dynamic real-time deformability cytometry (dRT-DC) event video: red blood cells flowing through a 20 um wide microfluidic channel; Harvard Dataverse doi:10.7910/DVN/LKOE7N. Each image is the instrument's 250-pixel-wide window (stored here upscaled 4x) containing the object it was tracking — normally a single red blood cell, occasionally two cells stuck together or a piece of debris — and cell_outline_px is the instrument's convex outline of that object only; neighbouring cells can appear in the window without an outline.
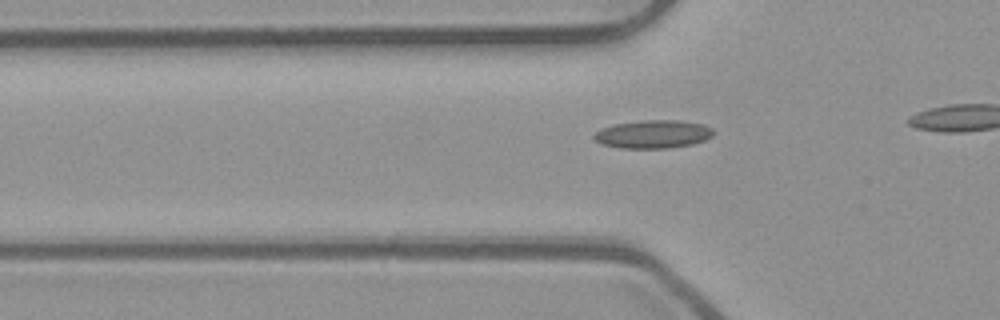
{"species": "common noctule bat (a hibernating species)", "species_latin": "Nyctalus noctula", "temperature_condition": "room temperature", "stored_images_in_passage": 16, "camera_frame_rate_fps": 3000, "um_per_image_px": 0.085, "animal": {"sex": "male", "body_mass_g": 23.1, "forearm_length_mm": 52.7}, "frame": {"image": 1, "passage_image": 7, "time_ms": 2.0, "image_size_px": [1000, 320], "cell_outline_px": [[716, 132], [712, 136], [704, 140], [692, 144], [668, 148], [620, 148], [604, 144], [596, 140], [592, 136], [596, 132], [604, 128], [616, 124], [644, 120], [680, 120], [704, 124], [712, 128]], "centroid_in_image_um": [55.58, 11.4], "position_along_channel_um": 70.2, "area_um2": 19.48}}
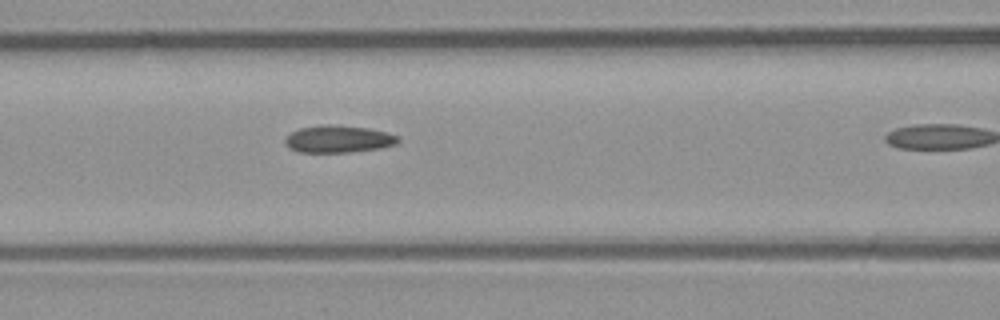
{"frame": {"image": 2, "passage_image": 12, "time_ms": 3.667, "image_size_px": [1000, 320], "cell_outline_px": [[400, 140], [396, 144], [380, 148], [348, 152], [296, 152], [288, 148], [284, 144], [284, 140], [292, 132], [300, 128], [320, 124], [328, 124], [368, 128], [388, 132], [400, 136]], "centroid_in_image_um": [28.76, 11.81], "position_along_channel_um": 137.8, "area_um2": 18.09}}